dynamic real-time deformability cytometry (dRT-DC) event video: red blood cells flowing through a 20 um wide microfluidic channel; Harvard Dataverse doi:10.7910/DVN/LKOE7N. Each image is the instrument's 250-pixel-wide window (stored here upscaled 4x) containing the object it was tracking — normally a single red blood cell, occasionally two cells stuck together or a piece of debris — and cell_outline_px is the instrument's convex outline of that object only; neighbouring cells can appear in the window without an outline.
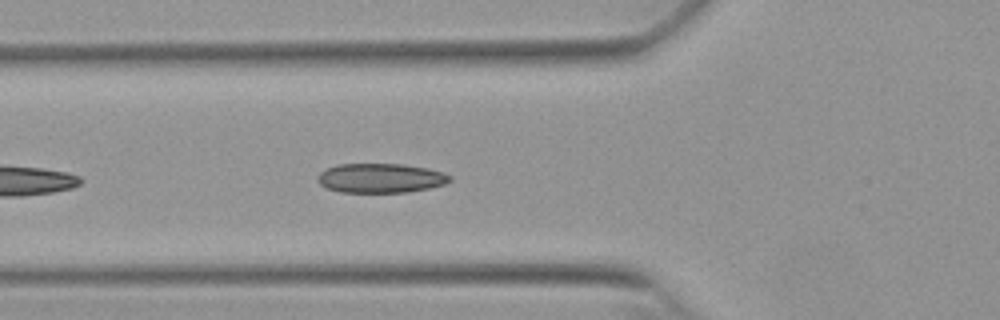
{"species": "Egyptian fruit bat (a non-hibernating species)", "species_latin": "Rousettus aegyptiacus", "temperature_condition": "warm", "stored_images_in_passage": 10, "camera_frame_rate_fps": 3000, "um_per_image_px": 0.085, "animal": {"sex": "female"}, "frame": {"image": 1, "passage_image": 5, "time_ms": 1.333, "image_size_px": [1000, 320], "cell_outline_px": [[452, 180], [444, 184], [428, 188], [408, 192], [340, 192], [328, 188], [320, 184], [316, 180], [316, 176], [320, 172], [336, 164], [404, 164], [428, 168], [452, 176]], "centroid_in_image_um": [32.33, 15.13], "position_along_channel_um": 93.5, "area_um2": 22.66}}